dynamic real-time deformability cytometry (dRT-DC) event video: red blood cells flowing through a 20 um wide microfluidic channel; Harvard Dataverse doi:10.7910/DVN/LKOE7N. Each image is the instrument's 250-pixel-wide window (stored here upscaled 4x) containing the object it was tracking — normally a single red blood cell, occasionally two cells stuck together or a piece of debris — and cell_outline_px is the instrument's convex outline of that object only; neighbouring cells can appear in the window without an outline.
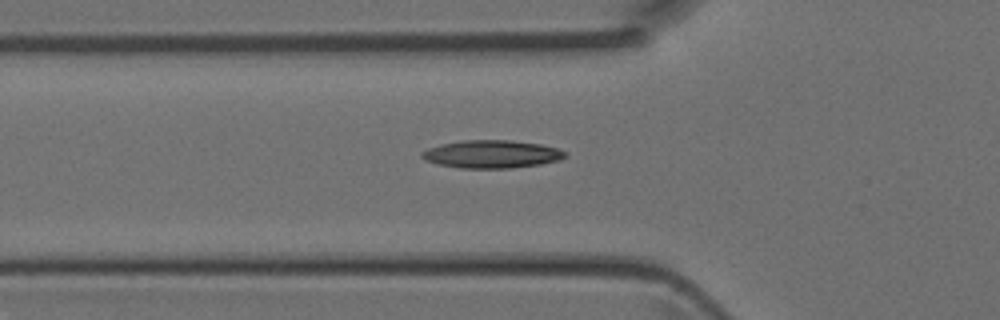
{"species": "Egyptian fruit bat (a non-hibernating species)", "species_latin": "Rousettus aegyptiacus", "temperature_condition": "room temperature", "stored_images_in_passage": 4, "camera_frame_rate_fps": 3000, "um_per_image_px": 0.085, "animal": {"sex": "female"}, "frame": {"image": 1, "passage_image": 4, "time_ms": 1.0, "image_size_px": [1000, 320], "cell_outline_px": [[568, 156], [560, 160], [540, 164], [512, 168], [460, 168], [436, 164], [420, 156], [420, 152], [428, 148], [440, 144], [464, 140], [508, 140], [540, 144], [556, 148], [568, 152]], "centroid_in_image_um": [41.8, 13.1], "position_along_channel_um": 84.0, "area_um2": 23.35}}